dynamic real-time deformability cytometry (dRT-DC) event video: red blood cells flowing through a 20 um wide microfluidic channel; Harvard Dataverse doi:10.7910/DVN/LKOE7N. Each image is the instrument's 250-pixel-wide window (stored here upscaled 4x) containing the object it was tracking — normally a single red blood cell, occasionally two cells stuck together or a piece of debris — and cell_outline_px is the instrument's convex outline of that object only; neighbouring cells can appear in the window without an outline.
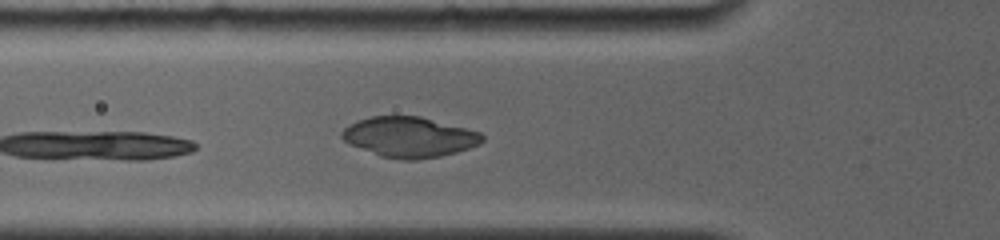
{"species": "common noctule bat (a hibernating species)", "species_latin": "Nyctalus noctula", "temperature_condition": "room temperature", "stored_images_in_passage": 52, "camera_frame_rate_fps": 4000, "um_per_image_px": 0.085, "animal": {"sex": "female", "body_mass_g": 19.0, "forearm_length_mm": 56.7}, "frame": {"image": 1, "passage_image": 9, "time_ms": 1.75, "image_size_px": [1000, 240], "cell_outline_px": [[484, 140], [480, 144], [456, 152], [440, 156], [416, 160], [404, 160], [380, 156], [348, 144], [340, 136], [340, 132], [348, 124], [356, 120], [372, 116], [420, 116], [480, 132], [484, 136]], "centroid_in_image_um": [34.75, 11.65], "position_along_channel_um": 91.1, "area_um2": 33.06}}
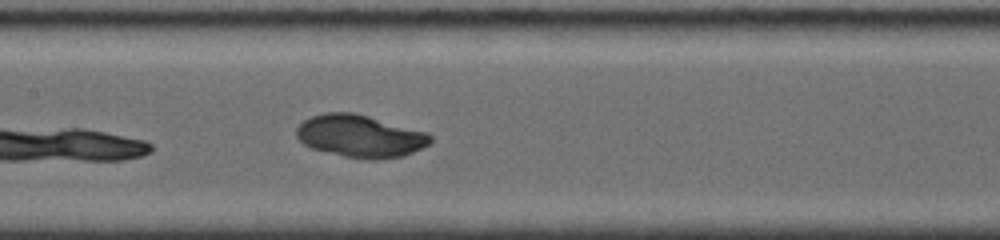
{"frame": {"image": 2, "passage_image": 17, "time_ms": 4.0, "image_size_px": [1000, 240], "cell_outline_px": [[432, 140], [428, 144], [404, 156], [344, 156], [312, 148], [304, 144], [296, 136], [296, 128], [304, 120], [312, 116], [324, 112], [352, 112], [368, 116], [428, 132], [432, 136]], "centroid_in_image_um": [30.58, 11.51], "position_along_channel_um": 176.8, "area_um2": 32.08}}
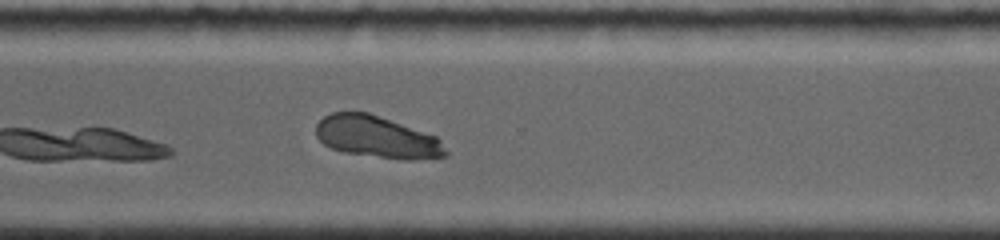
{"frame": {"image": 3, "passage_image": 39, "time_ms": 8.25, "image_size_px": [1000, 240], "cell_outline_px": [[448, 156], [408, 160], [404, 160], [344, 152], [332, 148], [324, 144], [316, 136], [316, 124], [324, 116], [332, 112], [368, 112], [436, 136], [440, 140], [448, 152]], "centroid_in_image_um": [32.04, 11.65], "position_along_channel_um": 338.6, "area_um2": 31.44}}